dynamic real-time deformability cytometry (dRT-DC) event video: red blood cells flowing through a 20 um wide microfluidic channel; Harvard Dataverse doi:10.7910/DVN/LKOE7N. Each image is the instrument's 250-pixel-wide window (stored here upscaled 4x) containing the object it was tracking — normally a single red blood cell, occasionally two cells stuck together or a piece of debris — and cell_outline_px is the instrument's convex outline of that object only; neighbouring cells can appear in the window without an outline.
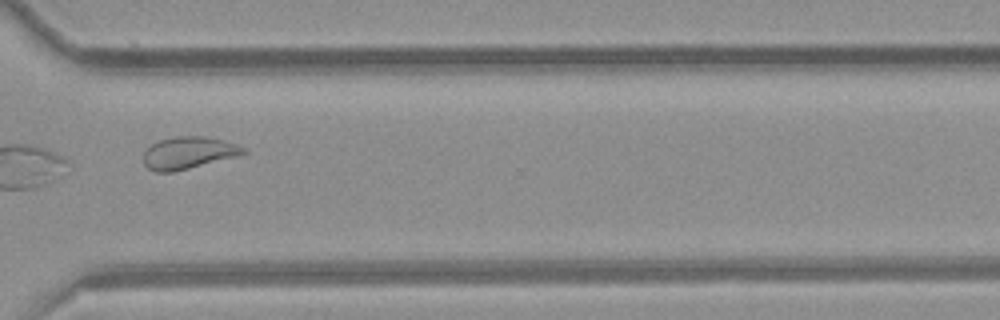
{"species": "common noctule bat (a hibernating species)", "species_latin": "Nyctalus noctula", "temperature_condition": "room temperature", "stored_images_in_passage": 13, "camera_frame_rate_fps": 3000, "um_per_image_px": 0.085, "animal": {"sex": "female", "body_mass_g": 21.9}, "frame": {"image": 1, "passage_image": 10, "time_ms": 11.333, "image_size_px": [1000, 320], "cell_outline_px": [[248, 152], [236, 156], [172, 172], [156, 172], [148, 168], [144, 164], [144, 152], [152, 144], [160, 140], [176, 136], [208, 136], [236, 144], [248, 148]], "centroid_in_image_um": [16.03, 12.98], "position_along_channel_um": 354.6, "area_um2": 18.55}}